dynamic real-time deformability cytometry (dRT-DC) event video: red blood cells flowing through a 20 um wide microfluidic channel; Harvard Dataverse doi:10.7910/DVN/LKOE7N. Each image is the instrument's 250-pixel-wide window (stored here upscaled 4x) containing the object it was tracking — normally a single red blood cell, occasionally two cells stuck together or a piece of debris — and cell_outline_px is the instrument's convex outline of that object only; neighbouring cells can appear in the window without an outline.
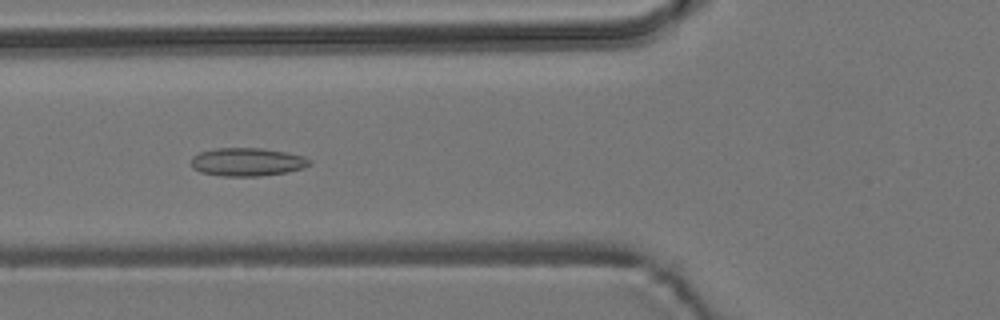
{"species": "common noctule bat (a hibernating species)", "species_latin": "Nyctalus noctula", "temperature_condition": "room temperature", "stored_images_in_passage": 47, "segment_of_instrument_passage": [1, 2], "camera_frame_rate_fps": 3000, "um_per_image_px": 0.085, "animal": {"sex": "male", "body_mass_g": 19.2, "forearm_length_mm": 51.8}, "frame": {"image": 1, "passage_image": 12, "time_ms": 3.667, "image_size_px": [1000, 320], "cell_outline_px": [[312, 164], [304, 168], [288, 172], [260, 176], [224, 176], [200, 172], [192, 168], [192, 156], [200, 152], [216, 148], [260, 148], [284, 152], [304, 156], [312, 160]], "centroid_in_image_um": [21.04, 13.77], "position_along_channel_um": 104.8, "area_um2": 19.54}}
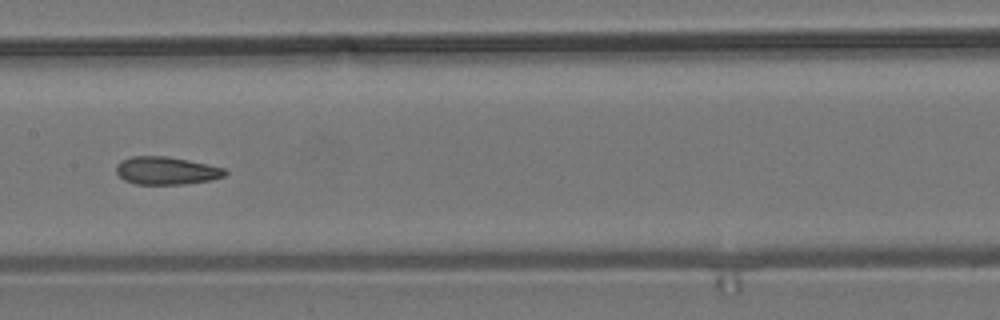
{"frame": {"image": 2, "passage_image": 19, "time_ms": 6.0, "image_size_px": [1000, 320], "cell_outline_px": [[228, 172], [224, 176], [212, 180], [184, 184], [136, 184], [124, 180], [116, 172], [116, 164], [120, 160], [132, 156], [168, 156], [188, 160], [224, 168]], "centroid_in_image_um": [14.12, 14.5], "position_along_channel_um": 193.3, "area_um2": 17.69}}
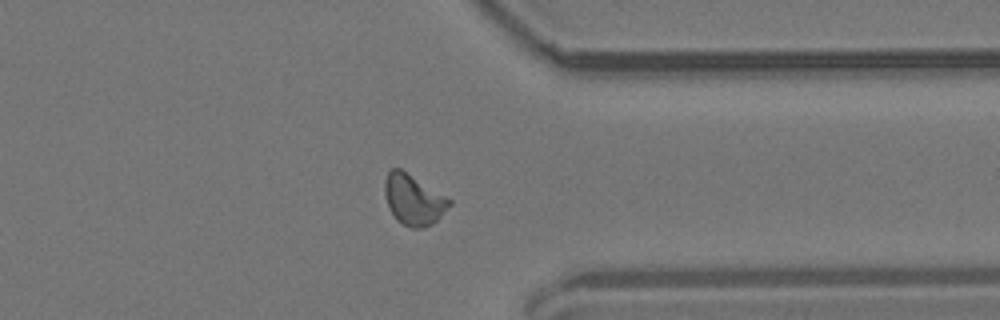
{"frame": {"image": 3, "passage_image": 34, "time_ms": 11.0, "image_size_px": [1000, 320], "cell_outline_px": [[452, 204], [432, 224], [420, 228], [412, 228], [396, 220], [388, 208], [384, 192], [384, 184], [388, 172], [392, 168], [400, 168], [452, 200]], "centroid_in_image_um": [35.13, 16.98], "position_along_channel_um": 376.3, "area_um2": 18.84}}